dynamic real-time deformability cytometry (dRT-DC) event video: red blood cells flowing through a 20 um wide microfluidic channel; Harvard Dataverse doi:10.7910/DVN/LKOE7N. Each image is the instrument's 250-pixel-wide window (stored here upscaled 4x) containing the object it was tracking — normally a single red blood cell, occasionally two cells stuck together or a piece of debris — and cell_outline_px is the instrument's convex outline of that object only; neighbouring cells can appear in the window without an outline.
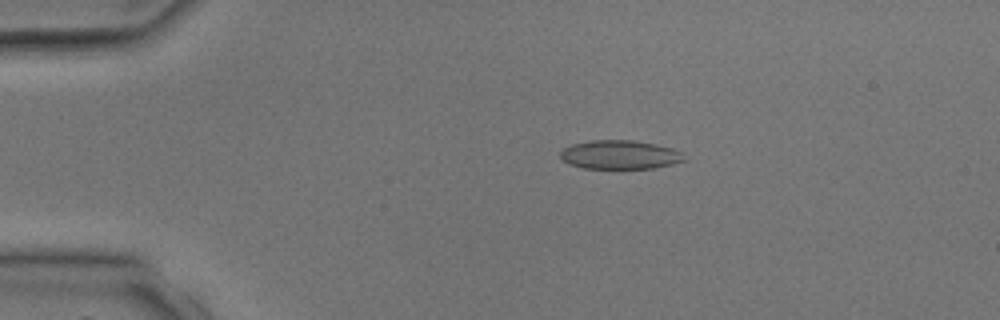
{"species": "common noctule bat (a hibernating species)", "species_latin": "Nyctalus noctula", "temperature_condition": "room temperature", "stored_images_in_passage": 4, "camera_frame_rate_fps": 3000, "um_per_image_px": 0.085, "animal": {"sex": "male", "body_mass_g": 17.9, "forearm_length_mm": 54.2}, "frame": {"image": 1, "passage_image": 3, "time_ms": 2.333, "image_size_px": [1000, 320], "cell_outline_px": [[684, 160], [672, 164], [656, 168], [584, 168], [568, 164], [560, 156], [560, 152], [564, 148], [572, 144], [592, 140], [632, 140], [656, 144], [672, 148], [684, 152]], "centroid_in_image_um": [52.71, 13.15], "position_along_channel_um": 32.3, "area_um2": 20.81}}